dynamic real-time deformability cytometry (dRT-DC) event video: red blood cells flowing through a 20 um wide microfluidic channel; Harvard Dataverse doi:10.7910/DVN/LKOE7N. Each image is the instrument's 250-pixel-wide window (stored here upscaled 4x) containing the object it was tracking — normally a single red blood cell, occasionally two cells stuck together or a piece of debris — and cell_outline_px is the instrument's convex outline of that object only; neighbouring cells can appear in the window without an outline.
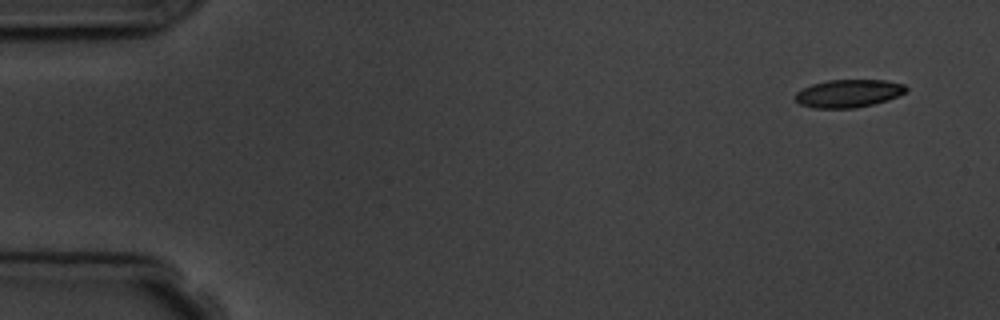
{"species": "common noctule bat (a hibernating species)", "species_latin": "Nyctalus noctula", "temperature_condition": "room temperature", "stored_images_in_passage": 7, "camera_frame_rate_fps": 3000, "um_per_image_px": 0.085, "animal": {"sex": "male", "body_mass_g": 19.5, "forearm_length_mm": 54.6}, "frame": {"image": 1, "passage_image": 1, "time_ms": 0.0, "image_size_px": [1000, 320], "cell_outline_px": [[908, 88], [904, 92], [888, 100], [856, 108], [812, 108], [800, 104], [792, 96], [796, 92], [812, 84], [828, 80], [884, 80], [904, 84]], "centroid_in_image_um": [72.08, 7.94], "position_along_channel_um": 12.9, "area_um2": 17.98}}
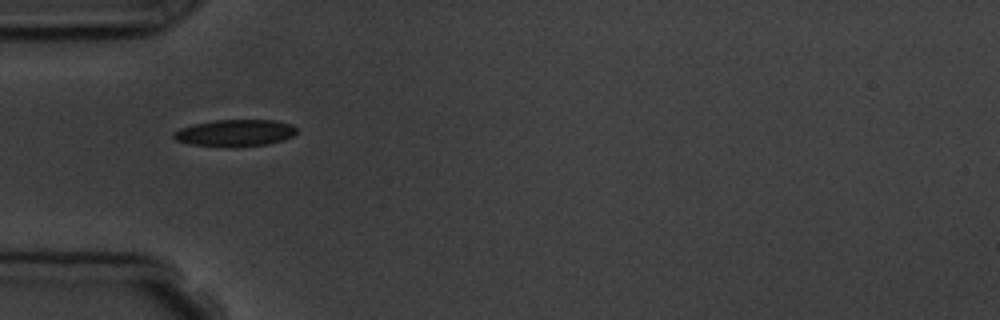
{"frame": {"image": 2, "passage_image": 5, "time_ms": 4.667, "image_size_px": [1000, 320], "cell_outline_px": [[296, 132], [292, 136], [284, 140], [268, 144], [232, 148], [228, 148], [188, 144], [176, 140], [172, 136], [172, 132], [180, 128], [192, 124], [212, 120], [272, 120], [292, 124], [296, 128]], "centroid_in_image_um": [19.94, 11.31], "position_along_channel_um": 65.1, "area_um2": 19.65}}